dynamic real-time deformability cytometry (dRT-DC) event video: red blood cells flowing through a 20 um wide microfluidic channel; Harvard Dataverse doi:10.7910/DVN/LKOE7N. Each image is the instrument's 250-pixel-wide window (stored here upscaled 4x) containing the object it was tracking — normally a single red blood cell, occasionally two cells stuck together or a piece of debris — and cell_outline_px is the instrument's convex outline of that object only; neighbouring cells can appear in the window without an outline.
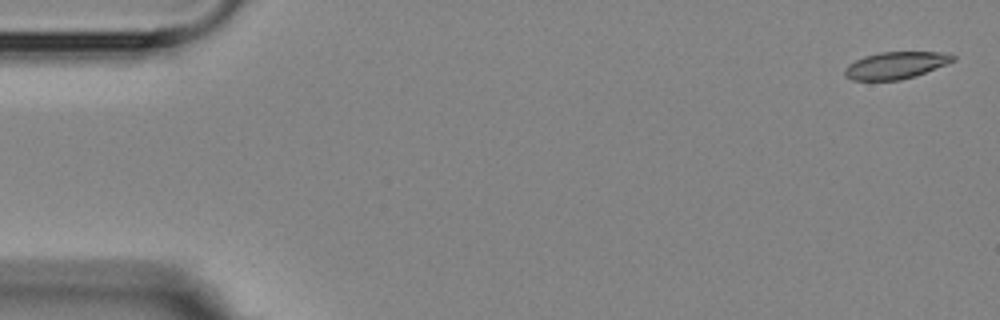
{"species": "Egyptian fruit bat (a non-hibernating species)", "species_latin": "Rousettus aegyptiacus", "temperature_condition": "room temperature", "stored_images_in_passage": 5, "camera_frame_rate_fps": 3000, "um_per_image_px": 0.085, "animal": {"sex": "female"}, "frame": {"image": 1, "passage_image": 1, "time_ms": 0.0, "image_size_px": [1000, 320], "cell_outline_px": [[956, 60], [948, 64], [916, 76], [900, 80], [852, 80], [844, 76], [844, 68], [848, 64], [864, 56], [880, 52], [948, 52], [956, 56]], "centroid_in_image_um": [76.17, 5.55], "position_along_channel_um": 8.8, "area_um2": 17.28}}
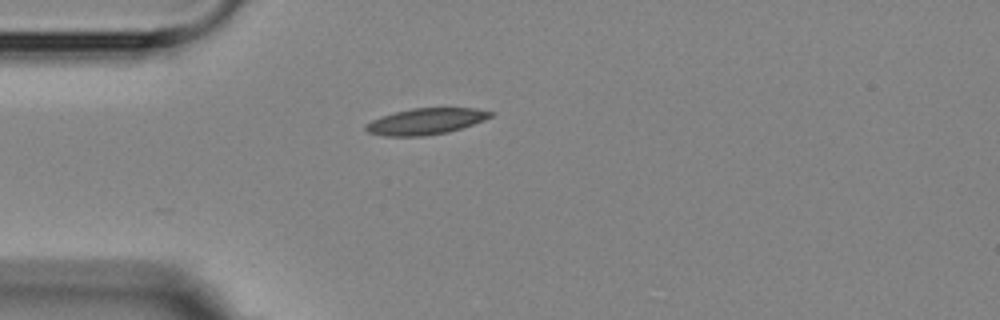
{"frame": {"image": 2, "passage_image": 4, "time_ms": 4.333, "image_size_px": [1000, 320], "cell_outline_px": [[496, 112], [492, 116], [484, 120], [448, 132], [424, 136], [384, 136], [368, 132], [364, 128], [364, 124], [380, 116], [412, 108], [476, 108]], "centroid_in_image_um": [36.18, 10.31], "position_along_channel_um": 48.8, "area_um2": 19.07}}